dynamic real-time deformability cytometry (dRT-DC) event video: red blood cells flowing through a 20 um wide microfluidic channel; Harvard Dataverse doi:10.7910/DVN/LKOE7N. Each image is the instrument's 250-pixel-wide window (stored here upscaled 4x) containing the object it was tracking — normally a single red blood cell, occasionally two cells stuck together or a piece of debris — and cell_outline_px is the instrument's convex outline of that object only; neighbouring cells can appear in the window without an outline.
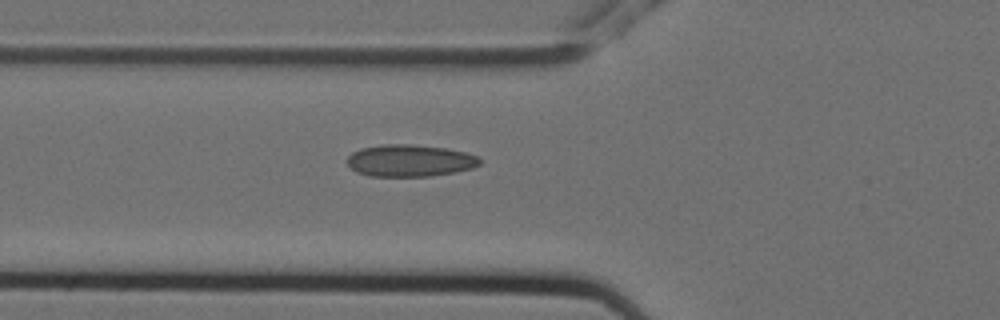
{"species": "Egyptian fruit bat (a non-hibernating species)", "species_latin": "Rousettus aegyptiacus", "temperature_condition": "cold", "stored_images_in_passage": 8, "segment_of_instrument_passage": [1, 2], "camera_frame_rate_fps": 3000, "um_per_image_px": 0.085, "animal": {"sex": "female"}, "frame": {"image": 1, "passage_image": 7, "time_ms": 2.0, "image_size_px": [1000, 320], "cell_outline_px": [[480, 164], [472, 168], [456, 172], [432, 176], [368, 176], [356, 172], [348, 164], [348, 156], [352, 152], [360, 148], [384, 144], [408, 144], [444, 148], [464, 152], [476, 156], [480, 160]], "centroid_in_image_um": [34.81, 13.66], "position_along_channel_um": 91.0, "area_um2": 24.62}}